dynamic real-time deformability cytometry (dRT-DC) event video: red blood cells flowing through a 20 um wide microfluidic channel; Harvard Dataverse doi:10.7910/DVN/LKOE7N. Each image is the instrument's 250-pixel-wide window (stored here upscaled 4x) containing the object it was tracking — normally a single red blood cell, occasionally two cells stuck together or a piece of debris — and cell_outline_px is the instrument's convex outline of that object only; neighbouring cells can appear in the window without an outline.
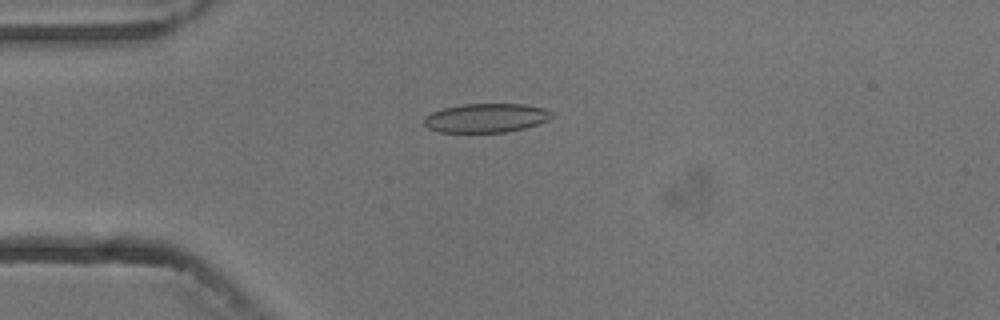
{"species": "common noctule bat (a hibernating species)", "species_latin": "Nyctalus noctula", "temperature_condition": "cold", "stored_images_in_passage": 1, "camera_frame_rate_fps": 3000, "um_per_image_px": 0.085, "animal": {"sex": "male", "body_mass_g": 13.3}, "frame": {"image": 1, "passage_image": 1, "time_ms": 0.0, "image_size_px": [1000, 320], "cell_outline_px": [[552, 116], [548, 120], [524, 128], [504, 132], [440, 132], [428, 128], [424, 124], [424, 116], [432, 112], [444, 108], [460, 104], [524, 104], [544, 108], [552, 112]], "centroid_in_image_um": [41.29, 10.02], "position_along_channel_um": 43.7, "area_um2": 21.5}}